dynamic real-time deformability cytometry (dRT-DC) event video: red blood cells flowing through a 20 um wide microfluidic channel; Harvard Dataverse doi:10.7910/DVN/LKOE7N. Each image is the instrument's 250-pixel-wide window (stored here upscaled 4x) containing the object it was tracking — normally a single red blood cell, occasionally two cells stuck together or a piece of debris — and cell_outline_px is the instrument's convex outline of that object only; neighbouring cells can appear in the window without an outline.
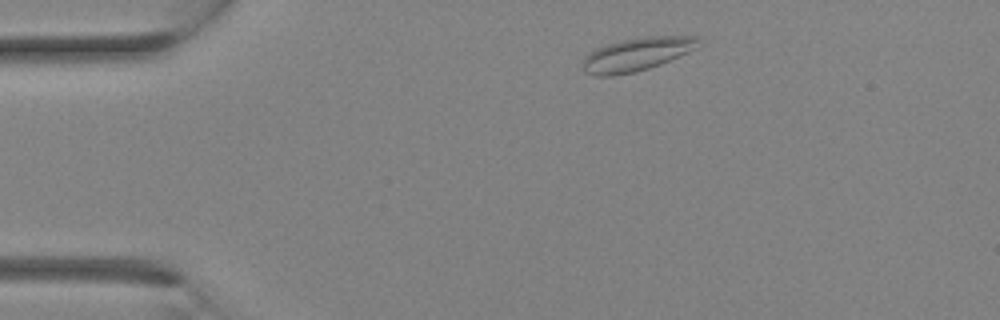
{"species": "Egyptian fruit bat (a non-hibernating species)", "species_latin": "Rousettus aegyptiacus", "temperature_condition": "room temperature", "stored_images_in_passage": 18, "camera_frame_rate_fps": 3000, "um_per_image_px": 0.085, "animal": {"sex": "female"}, "frame": {"image": 1, "passage_image": 2, "time_ms": 0.333, "image_size_px": [1000, 320], "cell_outline_px": [[700, 48], [660, 64], [636, 72], [612, 76], [596, 76], [584, 72], [580, 68], [580, 60], [588, 52], [596, 48], [608, 44], [624, 40], [644, 36], [700, 36]], "centroid_in_image_um": [54.1, 4.62], "position_along_channel_um": 30.9, "area_um2": 23.0}}
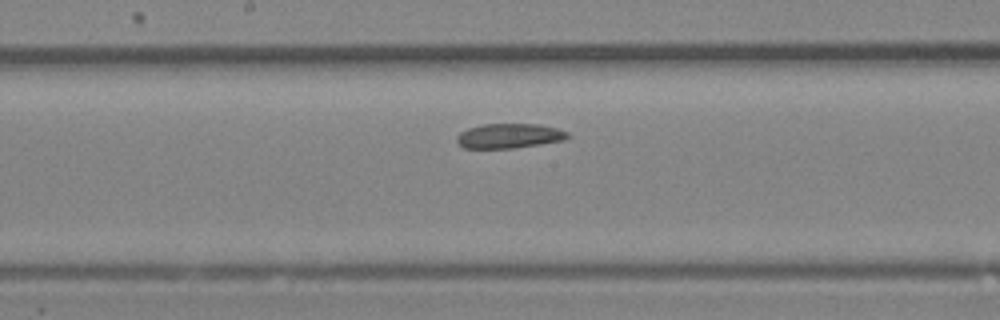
{"frame": {"image": 2, "passage_image": 12, "time_ms": 3.667, "image_size_px": [1000, 320], "cell_outline_px": [[572, 136], [564, 140], [540, 144], [512, 148], [464, 148], [456, 144], [456, 136], [460, 132], [468, 128], [484, 124], [540, 124], [556, 128], [568, 132]], "centroid_in_image_um": [43.27, 11.55], "position_along_channel_um": 204.9, "area_um2": 16.07}}
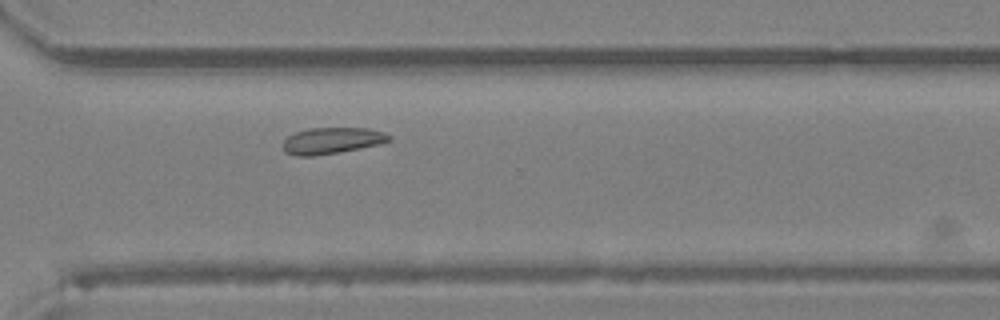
{"frame": {"image": 3, "passage_image": 18, "time_ms": 5.667, "image_size_px": [1000, 320], "cell_outline_px": [[392, 140], [380, 144], [336, 152], [312, 156], [296, 156], [284, 152], [284, 140], [288, 136], [296, 132], [308, 128], [368, 128], [384, 132], [392, 136]], "centroid_in_image_um": [28.23, 11.94], "position_along_channel_um": 342.4, "area_um2": 16.18}}